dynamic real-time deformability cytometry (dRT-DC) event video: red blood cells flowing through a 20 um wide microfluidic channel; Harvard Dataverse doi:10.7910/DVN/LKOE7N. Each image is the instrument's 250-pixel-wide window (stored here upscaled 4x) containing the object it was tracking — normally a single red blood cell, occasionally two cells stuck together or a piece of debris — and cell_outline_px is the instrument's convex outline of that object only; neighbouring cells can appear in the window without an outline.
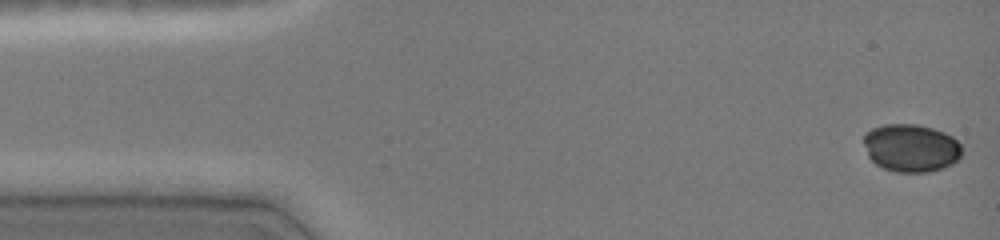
{"species": "common noctule bat (a hibernating species)", "species_latin": "Nyctalus noctula", "temperature_condition": "cold", "stored_images_in_passage": 46, "camera_frame_rate_fps": 3000, "um_per_image_px": 0.085, "animal": {"sex": "female", "body_mass_g": 19.0, "forearm_length_mm": 51.5}, "frame": {"image": 1, "passage_image": 1, "time_ms": 0.0, "image_size_px": [1000, 240], "cell_outline_px": [[964, 152], [952, 164], [944, 168], [928, 172], [896, 172], [884, 168], [876, 164], [868, 156], [864, 144], [864, 136], [872, 128], [884, 124], [916, 124], [932, 128], [944, 132], [952, 136], [964, 148]], "centroid_in_image_um": [77.47, 12.58], "position_along_channel_um": 7.5, "area_um2": 27.51}}
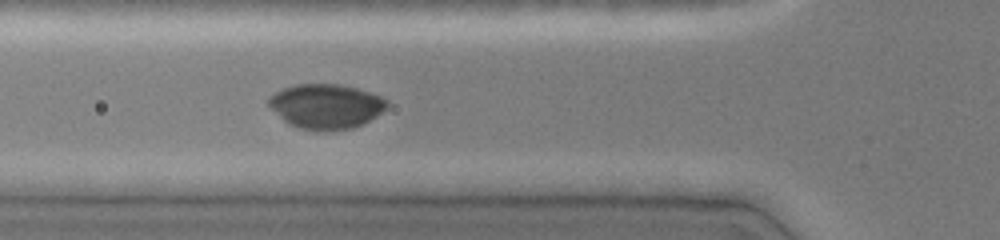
{"frame": {"image": 2, "passage_image": 16, "time_ms": 5.0, "image_size_px": [1000, 240], "cell_outline_px": [[388, 108], [364, 124], [352, 128], [300, 128], [288, 124], [268, 104], [268, 100], [276, 92], [284, 88], [296, 84], [340, 84], [356, 88], [380, 96], [388, 100]], "centroid_in_image_um": [27.75, 9.0], "position_along_channel_um": 98.0, "area_um2": 30.06}}
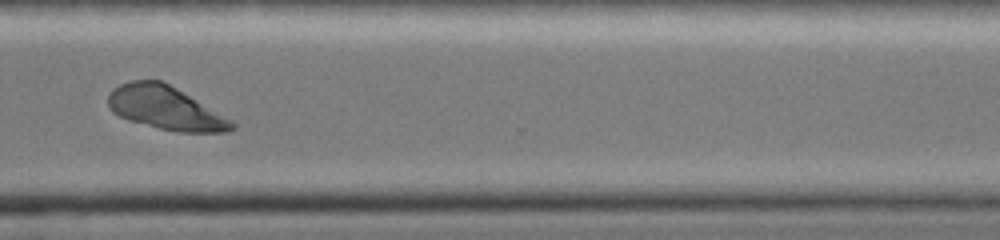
{"frame": {"image": 3, "passage_image": 35, "time_ms": 11.333, "image_size_px": [1000, 240], "cell_outline_px": [[236, 128], [224, 132], [180, 132], [160, 128], [128, 120], [112, 112], [108, 104], [108, 96], [112, 88], [120, 84], [132, 80], [160, 80], [176, 88], [232, 120], [236, 124]], "centroid_in_image_um": [14.05, 9.18], "position_along_channel_um": 356.6, "area_um2": 30.98}}